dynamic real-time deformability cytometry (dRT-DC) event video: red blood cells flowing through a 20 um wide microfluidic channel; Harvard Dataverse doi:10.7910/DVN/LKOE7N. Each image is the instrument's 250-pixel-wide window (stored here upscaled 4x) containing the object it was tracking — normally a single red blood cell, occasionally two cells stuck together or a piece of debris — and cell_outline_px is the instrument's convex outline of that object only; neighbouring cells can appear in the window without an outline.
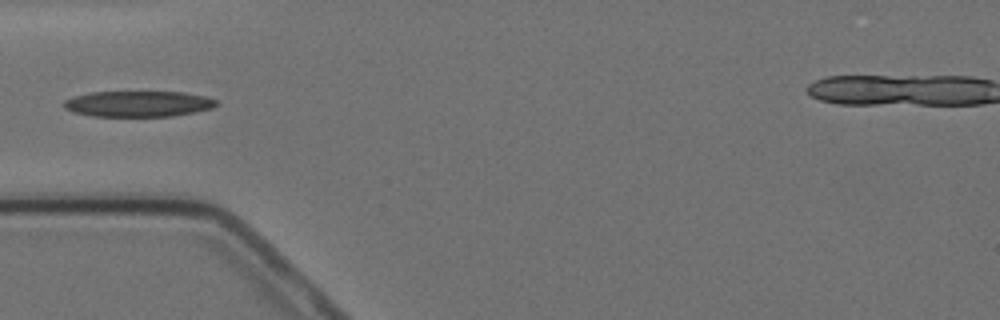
{"species": "Egyptian fruit bat (a non-hibernating species)", "species_latin": "Rousettus aegyptiacus", "temperature_condition": "cold", "stored_images_in_passage": 9, "camera_frame_rate_fps": 3000, "um_per_image_px": 0.085, "animal": {"sex": "female"}, "frame": {"image": 1, "passage_image": 4, "time_ms": 4.333, "image_size_px": [1000, 320], "cell_outline_px": [[220, 104], [212, 108], [172, 116], [92, 116], [72, 112], [64, 108], [64, 100], [72, 96], [88, 92], [184, 92], [204, 96], [220, 100]], "centroid_in_image_um": [11.74, 8.82], "position_along_channel_um": 73.3, "area_um2": 23.12}}
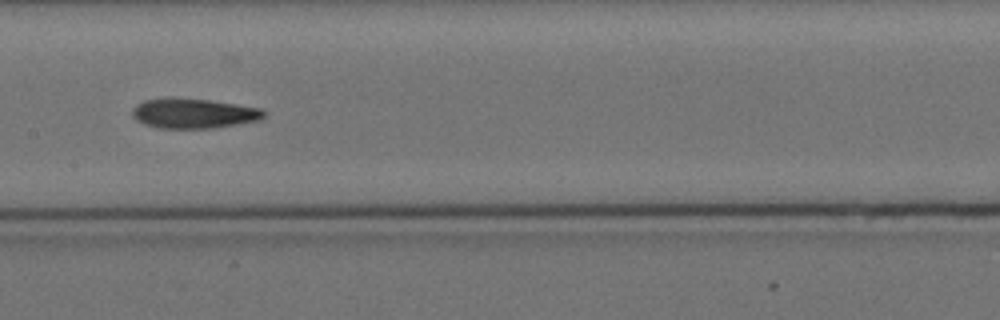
{"frame": {"image": 2, "passage_image": 7, "time_ms": 7.667, "image_size_px": [1000, 320], "cell_outline_px": [[264, 116], [256, 120], [236, 124], [212, 128], [160, 128], [144, 124], [136, 120], [132, 116], [132, 108], [136, 104], [144, 100], [212, 100], [260, 108], [264, 112]], "centroid_in_image_um": [16.43, 9.66], "position_along_channel_um": 191.0, "area_um2": 22.08}}
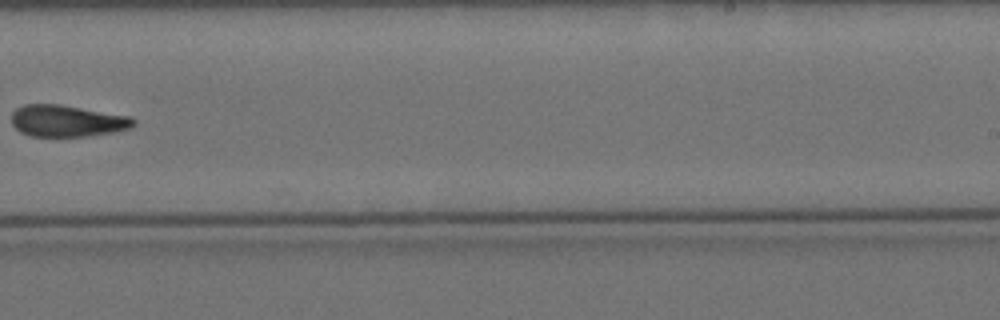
{"frame": {"image": 3, "passage_image": 9, "time_ms": 10.333, "image_size_px": [1000, 320], "cell_outline_px": [[136, 124], [132, 128], [112, 132], [88, 136], [32, 136], [20, 132], [12, 124], [12, 112], [16, 108], [24, 104], [60, 104], [132, 116], [136, 120]], "centroid_in_image_um": [5.74, 10.27], "position_along_channel_um": 283.3, "area_um2": 22.72}}